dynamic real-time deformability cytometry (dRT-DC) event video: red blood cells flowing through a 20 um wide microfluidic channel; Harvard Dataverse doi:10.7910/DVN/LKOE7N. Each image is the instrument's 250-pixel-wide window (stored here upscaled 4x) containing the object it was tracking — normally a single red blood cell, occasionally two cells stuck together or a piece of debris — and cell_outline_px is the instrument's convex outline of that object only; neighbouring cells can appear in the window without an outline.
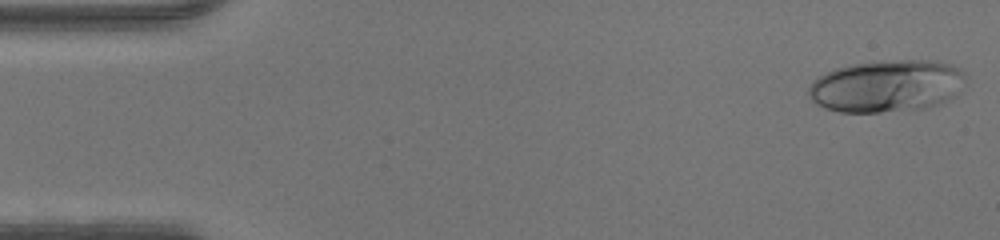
{"species": "human", "species_latin": "Homo sapiens", "temperature_condition": "warm", "stored_images_in_passage": 46, "camera_frame_rate_fps": 3000, "um_per_image_px": 0.085, "donor": {"sex": "male"}, "frame": {"image": 1, "passage_image": 1, "time_ms": 0.0, "image_size_px": [1000, 240], "cell_outline_px": [[964, 76], [960, 92], [956, 96], [936, 104], [924, 108], [880, 112], [840, 112], [824, 108], [816, 104], [808, 96], [808, 88], [812, 80], [836, 68], [852, 64], [880, 60], [920, 60], [948, 64], [964, 72]], "centroid_in_image_um": [75.32, 7.32], "position_along_channel_um": 9.7, "area_um2": 47.57}}
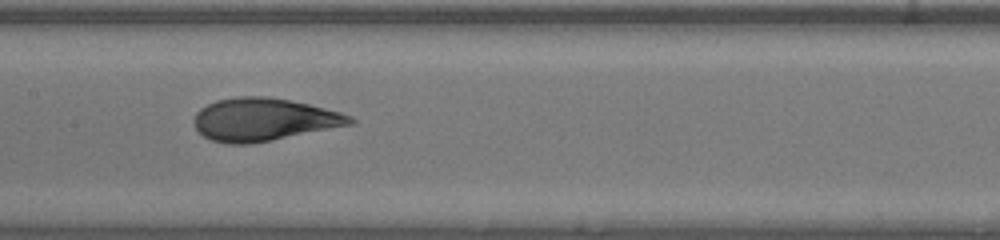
{"frame": {"image": 2, "passage_image": 22, "time_ms": 7.0, "image_size_px": [1000, 240], "cell_outline_px": [[356, 124], [252, 144], [228, 144], [212, 140], [204, 136], [196, 128], [192, 120], [196, 112], [200, 108], [216, 100], [236, 96], [268, 96], [292, 100], [340, 112], [352, 116], [356, 120]], "centroid_in_image_um": [22.43, 10.16], "position_along_channel_um": 185.0, "area_um2": 39.3}}
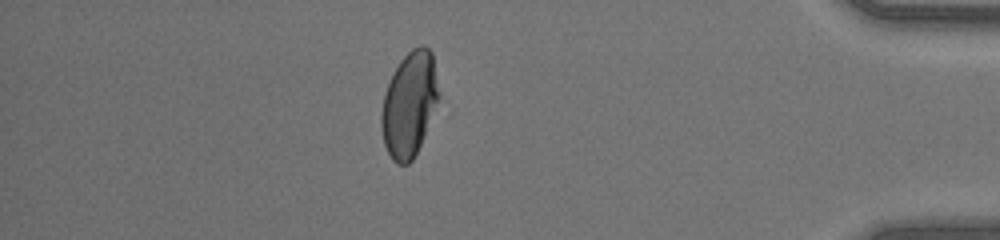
{"frame": {"image": 3, "passage_image": 40, "time_ms": 13.0, "image_size_px": [1000, 240], "cell_outline_px": [[440, 96], [424, 136], [412, 160], [408, 164], [396, 164], [392, 160], [384, 144], [380, 124], [380, 112], [384, 92], [400, 60], [412, 48], [420, 44], [424, 44], [432, 52], [440, 92]], "centroid_in_image_um": [34.79, 8.85], "position_along_channel_um": 400.4, "area_um2": 35.2}}